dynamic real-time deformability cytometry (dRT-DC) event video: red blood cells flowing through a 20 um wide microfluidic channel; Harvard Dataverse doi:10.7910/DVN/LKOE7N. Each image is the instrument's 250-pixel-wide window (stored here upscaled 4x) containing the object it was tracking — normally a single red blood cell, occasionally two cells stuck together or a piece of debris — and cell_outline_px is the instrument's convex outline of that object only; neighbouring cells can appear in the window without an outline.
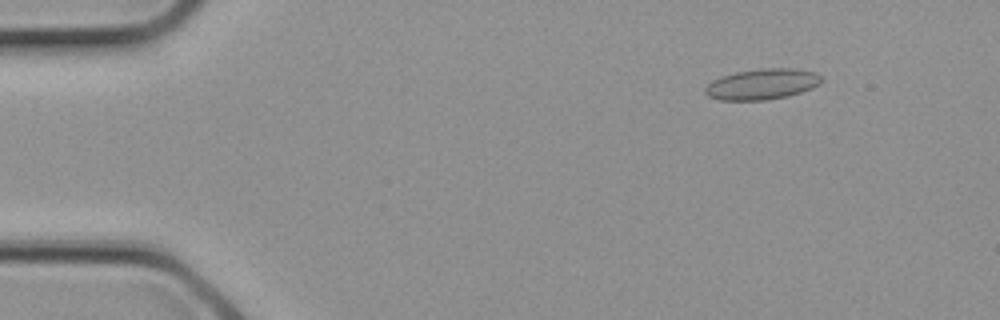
{"species": "common noctule bat (a hibernating species)", "species_latin": "Nyctalus noctula", "temperature_condition": "cold", "stored_images_in_passage": 2, "camera_frame_rate_fps": 3000, "um_per_image_px": 0.085, "animal": {"sex": "female", "body_mass_g": 21.9}, "frame": {"image": 1, "passage_image": 1, "time_ms": 0.0, "image_size_px": [1000, 320], "cell_outline_px": [[824, 80], [820, 84], [812, 88], [788, 96], [764, 100], [720, 100], [708, 96], [704, 92], [704, 88], [712, 80], [720, 76], [736, 72], [760, 68], [792, 68], [816, 72]], "centroid_in_image_um": [64.78, 7.14], "position_along_channel_um": 20.2, "area_um2": 20.98}}